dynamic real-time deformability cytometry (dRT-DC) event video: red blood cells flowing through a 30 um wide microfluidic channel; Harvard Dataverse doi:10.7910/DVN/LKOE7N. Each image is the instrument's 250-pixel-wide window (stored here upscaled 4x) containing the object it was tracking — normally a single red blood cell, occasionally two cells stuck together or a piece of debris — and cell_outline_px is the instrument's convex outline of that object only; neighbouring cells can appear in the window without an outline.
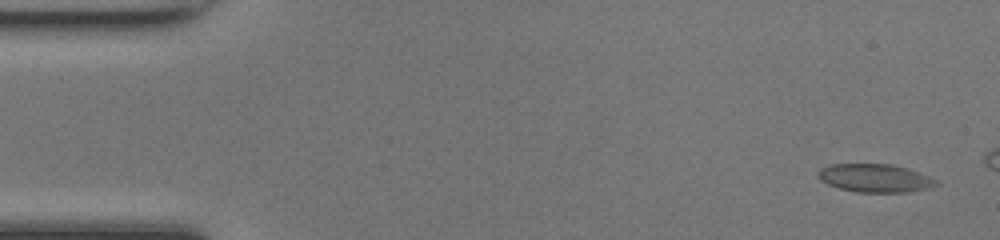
{"species": "common noctule bat (a hibernating species)", "species_latin": "Nyctalus noctula", "temperature_condition": "room temperature", "stored_images_in_passage": 14, "camera_frame_rate_fps": 3000, "um_per_image_px": 0.085, "animal": {"sex": "female", "body_mass_g": 17.0, "forearm_length_mm": 48.0}, "frame": {"image": 1, "passage_image": 1, "time_ms": 0.0, "image_size_px": [1000, 240], "cell_outline_px": [[940, 184], [928, 188], [908, 192], [856, 192], [840, 188], [828, 184], [820, 180], [816, 176], [816, 172], [820, 168], [832, 164], [892, 164], [908, 168], [928, 176], [936, 180]], "centroid_in_image_um": [74.35, 15.13], "position_along_channel_um": 10.7, "area_um2": 19.48}}